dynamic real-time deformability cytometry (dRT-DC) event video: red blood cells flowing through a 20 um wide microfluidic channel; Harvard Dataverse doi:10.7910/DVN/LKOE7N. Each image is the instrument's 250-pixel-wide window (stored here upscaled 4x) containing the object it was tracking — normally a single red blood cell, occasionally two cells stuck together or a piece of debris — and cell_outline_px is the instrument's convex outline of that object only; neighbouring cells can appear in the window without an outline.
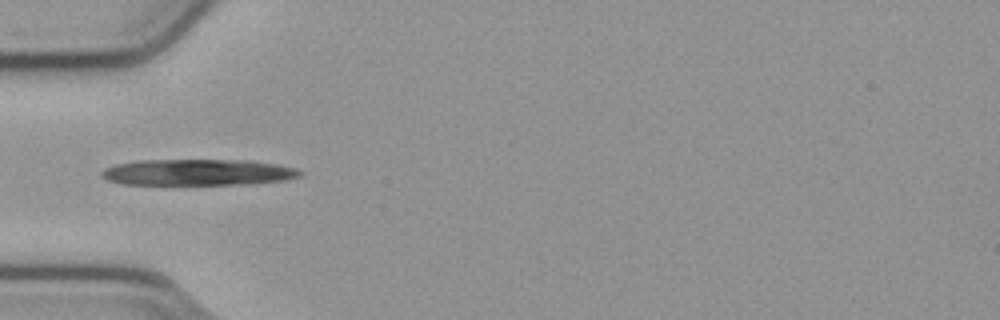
{"species": "common noctule bat (a hibernating species)", "species_latin": "Nyctalus noctula", "temperature_condition": "cold", "stored_images_in_passage": 13, "camera_frame_rate_fps": 3000, "um_per_image_px": 0.085, "animal": {"sex": "male", "body_mass_g": 23.1, "forearm_length_mm": 52.7}, "frame": {"image": 1, "passage_image": 3, "time_ms": 0.667, "image_size_px": [1000, 320], "cell_outline_px": [[304, 172], [300, 176], [288, 180], [252, 184], [124, 184], [108, 180], [100, 176], [100, 172], [104, 168], [116, 164], [140, 160], [252, 160], [276, 164], [296, 168]], "centroid_in_image_um": [16.86, 14.64], "position_along_channel_um": 68.1, "area_um2": 30.52}}
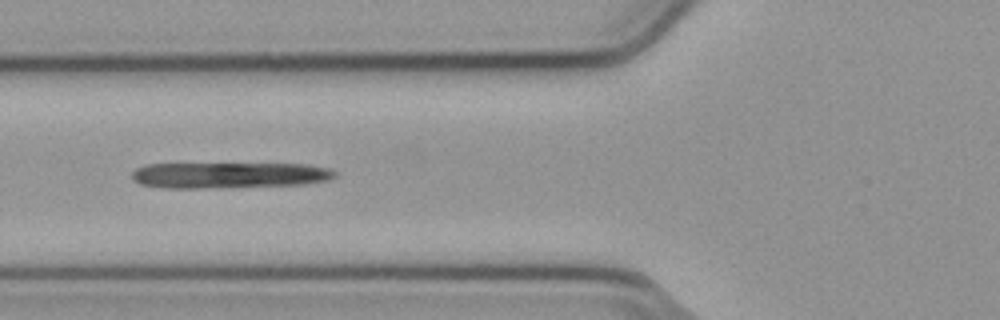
{"frame": {"image": 2, "passage_image": 6, "time_ms": 1.667, "image_size_px": [1000, 320], "cell_outline_px": [[336, 176], [328, 180], [304, 184], [200, 188], [164, 188], [140, 184], [132, 180], [132, 172], [136, 168], [148, 164], [304, 164], [328, 168], [336, 172]], "centroid_in_image_um": [19.44, 14.89], "position_along_channel_um": 106.4, "area_um2": 30.52}}